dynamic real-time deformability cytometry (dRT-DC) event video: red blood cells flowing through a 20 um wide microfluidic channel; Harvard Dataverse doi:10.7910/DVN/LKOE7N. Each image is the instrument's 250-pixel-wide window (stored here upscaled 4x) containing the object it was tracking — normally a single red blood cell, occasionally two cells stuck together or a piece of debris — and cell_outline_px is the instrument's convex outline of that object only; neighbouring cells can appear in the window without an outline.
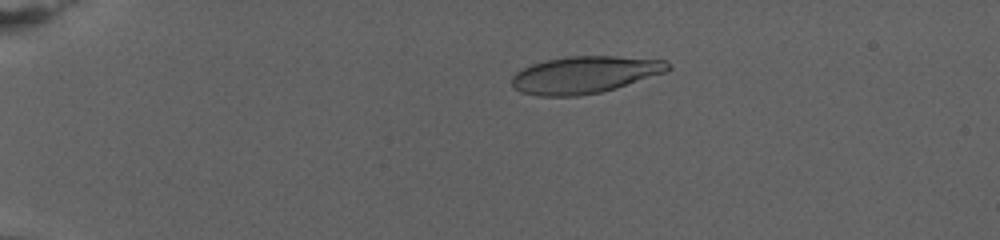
{"species": "human", "species_latin": "Homo sapiens", "temperature_condition": "warm", "stored_images_in_passage": 79, "camera_frame_rate_fps": 3000, "um_per_image_px": 0.085, "donor": {"sex": "female"}, "frame": {"image": 1, "passage_image": 19, "time_ms": 6.0, "image_size_px": [1000, 240], "cell_outline_px": [[672, 68], [664, 72], [616, 88], [600, 92], [576, 96], [540, 96], [520, 92], [512, 88], [512, 76], [516, 72], [532, 64], [548, 60], [568, 56], [616, 56], [668, 60], [672, 64]], "centroid_in_image_um": [49.71, 6.35], "position_along_channel_um": 35.3, "area_um2": 33.7}}
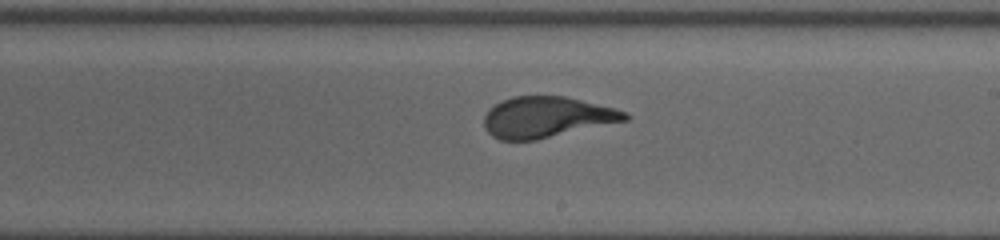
{"frame": {"image": 2, "passage_image": 50, "time_ms": 16.333, "image_size_px": [1000, 240], "cell_outline_px": [[628, 120], [536, 140], [500, 140], [492, 136], [484, 128], [484, 116], [488, 108], [512, 96], [564, 96], [628, 112]], "centroid_in_image_um": [46.42, 9.96], "position_along_channel_um": 242.6, "area_um2": 33.35}}
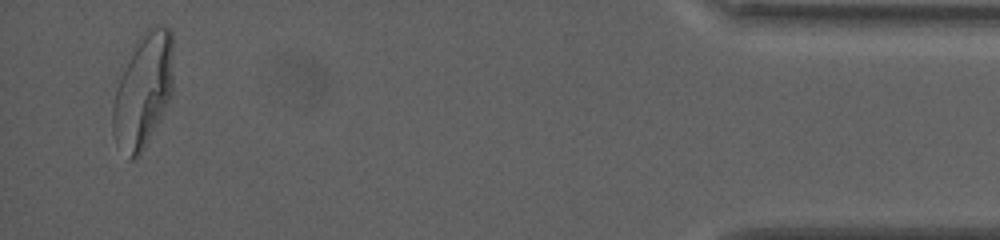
{"frame": {"image": 3, "passage_image": 77, "time_ms": 25.333, "image_size_px": [1000, 240], "cell_outline_px": [[172, 96], [140, 156], [132, 160], [128, 160], [116, 144], [112, 132], [112, 104], [116, 88], [124, 68], [140, 40], [148, 28], [152, 24], [164, 24], [172, 32]], "centroid_in_image_um": [12.17, 7.77], "position_along_channel_um": 423.0, "area_um2": 40.11}}